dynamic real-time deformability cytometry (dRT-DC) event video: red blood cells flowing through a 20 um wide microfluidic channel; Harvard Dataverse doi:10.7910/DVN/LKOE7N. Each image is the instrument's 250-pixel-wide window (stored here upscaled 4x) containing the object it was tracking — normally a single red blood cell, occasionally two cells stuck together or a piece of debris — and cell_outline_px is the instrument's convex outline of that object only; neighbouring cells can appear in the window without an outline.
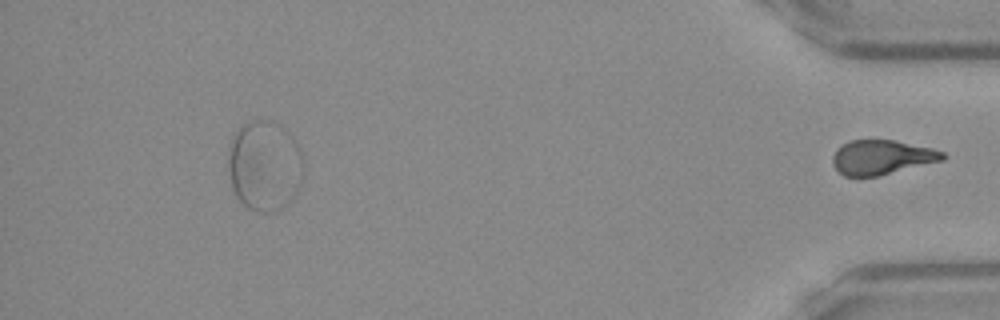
{"species": "Egyptian fruit bat (a non-hibernating species)", "species_latin": "Rousettus aegyptiacus", "temperature_condition": "warm", "stored_images_in_passage": 42, "segment_of_instrument_passage": [2, 2], "camera_frame_rate_fps": 3000, "um_per_image_px": 0.085, "frame": {"image": 1, "passage_image": 42, "time_ms": 13.667, "image_size_px": [1000, 320], "cell_outline_px": [[948, 156], [944, 160], [876, 176], [844, 176], [832, 164], [832, 156], [836, 148], [852, 140], [896, 140], [932, 148], [944, 152]], "centroid_in_image_um": [74.96, 13.36], "position_along_channel_um": 360.2, "area_um2": 22.08}}